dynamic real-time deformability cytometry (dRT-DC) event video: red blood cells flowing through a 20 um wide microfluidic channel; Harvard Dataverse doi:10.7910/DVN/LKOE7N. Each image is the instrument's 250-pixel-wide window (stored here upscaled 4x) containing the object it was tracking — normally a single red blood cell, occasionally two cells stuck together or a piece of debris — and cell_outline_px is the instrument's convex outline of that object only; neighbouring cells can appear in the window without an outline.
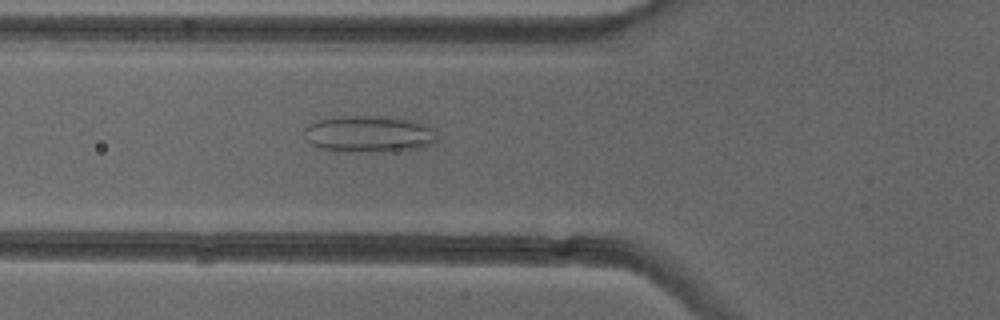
{"species": "common noctule bat (a hibernating species)", "species_latin": "Nyctalus noctula", "temperature_condition": "cold", "stored_images_in_passage": 52, "camera_frame_rate_fps": 3000, "um_per_image_px": 0.085, "animal": {"sex": "female"}, "frame": {"image": 1, "passage_image": 19, "time_ms": 6.0, "image_size_px": [1000, 320], "cell_outline_px": [[436, 140], [432, 144], [420, 148], [396, 152], [336, 152], [320, 148], [312, 144], [308, 140], [304, 132], [304, 128], [316, 120], [340, 116], [376, 116], [404, 120], [436, 128]], "centroid_in_image_um": [31.34, 11.43], "position_along_channel_um": 94.5, "area_um2": 28.55}}
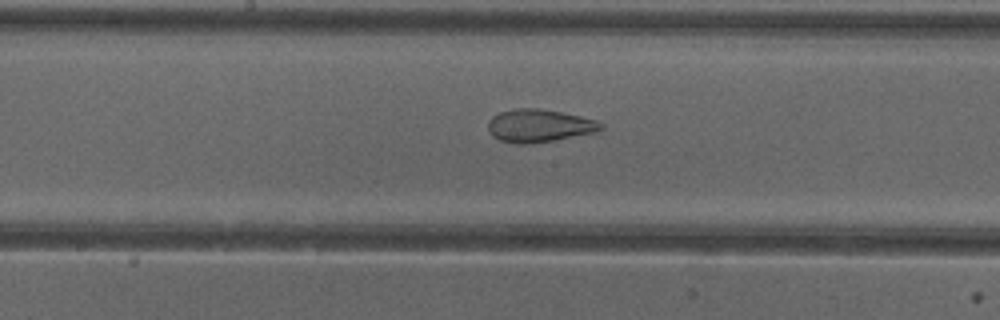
{"frame": {"image": 2, "passage_image": 27, "time_ms": 8.667, "image_size_px": [1000, 320], "cell_outline_px": [[604, 128], [596, 132], [552, 140], [524, 144], [516, 144], [500, 140], [492, 136], [488, 128], [488, 120], [492, 116], [500, 112], [512, 108], [536, 108], [560, 112], [580, 116], [596, 120], [604, 124]], "centroid_in_image_um": [45.81, 10.67], "position_along_channel_um": 202.4, "area_um2": 21.5}}
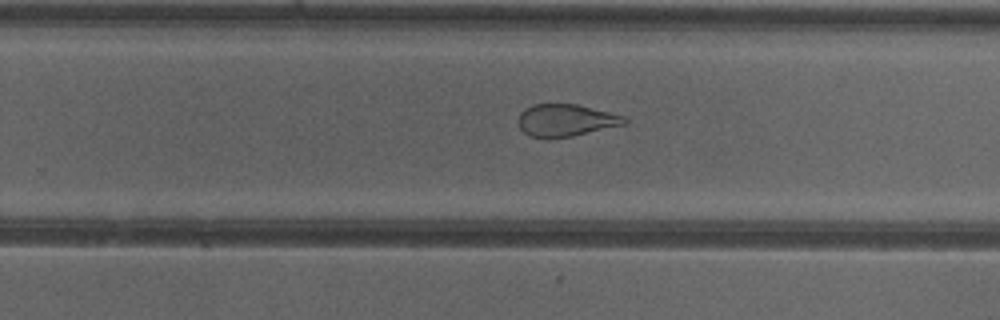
{"frame": {"image": 3, "passage_image": 33, "time_ms": 10.667, "image_size_px": [1000, 320], "cell_outline_px": [[628, 120], [624, 124], [572, 136], [528, 136], [520, 128], [516, 120], [520, 112], [524, 108], [532, 104], [576, 104], [624, 116]], "centroid_in_image_um": [48.04, 10.19], "position_along_channel_um": 281.8, "area_um2": 19.54}, "authors_computed_cell_mechanics": {"area_um2": 27.1082, "velocity_mm_per_s": 3.989, "shape_relaxation_time_tau1_ms": null, "shape_relaxation_time_tau2_ms": 1.4238, "deformation_change_tau1": null, "deformation_change_tau2": 0.0993}}